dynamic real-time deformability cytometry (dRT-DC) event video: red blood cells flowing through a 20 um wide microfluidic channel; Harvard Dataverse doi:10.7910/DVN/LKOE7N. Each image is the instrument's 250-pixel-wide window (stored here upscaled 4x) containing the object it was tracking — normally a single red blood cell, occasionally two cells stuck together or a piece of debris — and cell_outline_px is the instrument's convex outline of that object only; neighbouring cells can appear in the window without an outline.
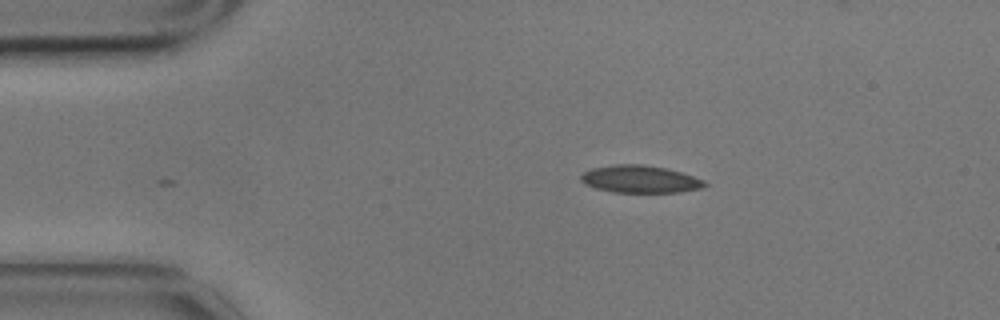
{"species": "common noctule bat (a hibernating species)", "species_latin": "Nyctalus noctula", "temperature_condition": "cold", "stored_images_in_passage": 4, "camera_frame_rate_fps": 3000, "um_per_image_px": 0.085, "animal": {"sex": "male", "body_mass_g": 17.9}, "frame": {"image": 1, "passage_image": 4, "time_ms": 1.0, "image_size_px": [1000, 320], "cell_outline_px": [[708, 184], [704, 188], [680, 192], [612, 192], [596, 188], [584, 184], [580, 180], [580, 176], [584, 172], [592, 168], [616, 164], [640, 164], [664, 168], [680, 172], [704, 180]], "centroid_in_image_um": [54.4, 15.23], "position_along_channel_um": 30.6, "area_um2": 19.71}}